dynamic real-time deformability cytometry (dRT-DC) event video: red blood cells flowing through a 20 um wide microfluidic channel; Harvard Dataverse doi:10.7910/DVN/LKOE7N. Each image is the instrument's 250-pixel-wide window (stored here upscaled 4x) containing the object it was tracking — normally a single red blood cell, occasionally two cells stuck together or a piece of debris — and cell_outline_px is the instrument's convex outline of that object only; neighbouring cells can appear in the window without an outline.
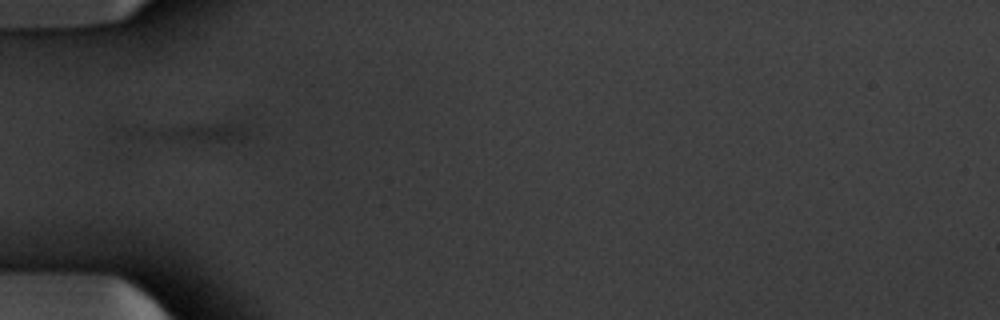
{"species": "common noctule bat (a hibernating species)", "species_latin": "Nyctalus noctula", "temperature_condition": "warm", "stored_images_in_passage": 31, "segment_of_instrument_passage": [1, 3], "camera_frame_rate_fps": 3000, "um_per_image_px": 0.085, "animal": {"sex": "male", "body_mass_g": 20.1, "forearm_length_mm": 53.5}, "frame": {"image": 1, "passage_image": 1, "time_ms": 0.0, "image_size_px": [1000, 320], "cell_outline_px": [[248, 136], [244, 140], [144, 140], [124, 136], [120, 128], [196, 124], [240, 124], [248, 128]], "centroid_in_image_um": [16.04, 11.25], "position_along_channel_um": 69.0, "area_um2": 13.01}}